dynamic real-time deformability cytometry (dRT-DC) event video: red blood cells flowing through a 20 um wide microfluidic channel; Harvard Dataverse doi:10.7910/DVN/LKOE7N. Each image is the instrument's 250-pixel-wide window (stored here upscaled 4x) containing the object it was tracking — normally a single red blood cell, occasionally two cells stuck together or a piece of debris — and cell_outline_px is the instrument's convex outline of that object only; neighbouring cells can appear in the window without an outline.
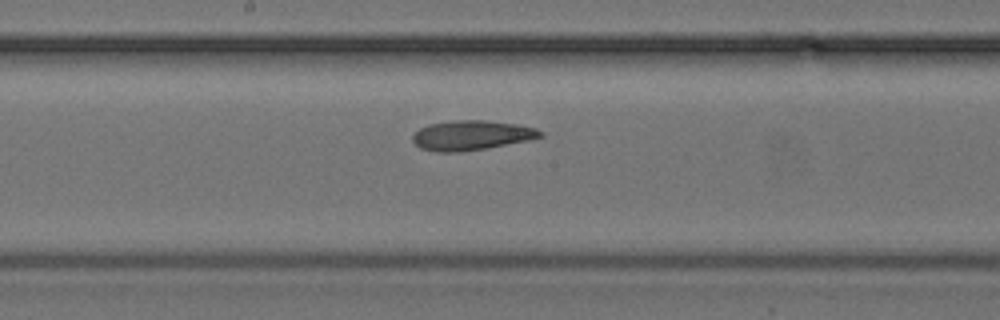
{"species": "common noctule bat (a hibernating species)", "species_latin": "Nyctalus noctula", "temperature_condition": "cold", "stored_images_in_passage": 8, "segment_of_instrument_passage": [2, 2], "camera_frame_rate_fps": 3000, "um_per_image_px": 0.085, "animal": {"sex": "female", "body_mass_g": 24.6, "forearm_length_mm": 56.2}, "frame": {"image": 1, "passage_image": 8, "time_ms": 9.0, "image_size_px": [1000, 320], "cell_outline_px": [[544, 136], [528, 140], [484, 148], [460, 152], [436, 152], [420, 148], [412, 140], [412, 136], [420, 128], [428, 124], [452, 120], [484, 120], [516, 124], [536, 128], [544, 132]], "centroid_in_image_um": [40.06, 11.49], "position_along_channel_um": 208.1, "area_um2": 22.02}}